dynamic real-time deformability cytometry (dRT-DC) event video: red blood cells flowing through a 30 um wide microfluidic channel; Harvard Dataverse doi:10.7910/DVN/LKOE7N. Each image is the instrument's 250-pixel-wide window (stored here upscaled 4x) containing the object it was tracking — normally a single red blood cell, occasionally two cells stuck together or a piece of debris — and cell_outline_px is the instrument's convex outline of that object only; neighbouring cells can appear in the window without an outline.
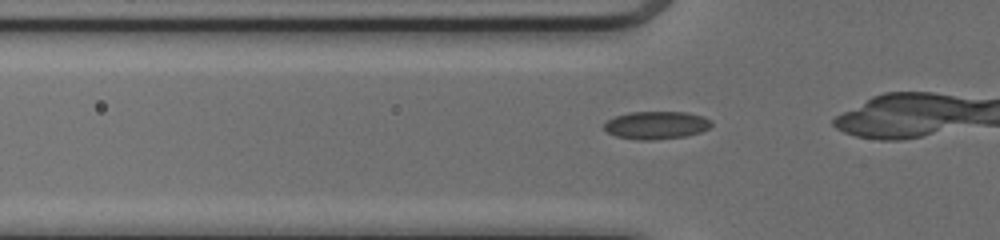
{"species": "common noctule bat (a hibernating species)", "species_latin": "Nyctalus noctula", "temperature_condition": "cold", "stored_images_in_passage": 20, "camera_frame_rate_fps": 3000, "um_per_image_px": 0.085, "animal": {"sex": "female", "body_mass_g": 17.0, "forearm_length_mm": 48.0}, "frame": {"image": 1, "passage_image": 11, "time_ms": 3.333, "image_size_px": [1000, 240], "cell_outline_px": [[712, 124], [708, 128], [700, 132], [684, 136], [652, 140], [636, 140], [616, 136], [608, 132], [604, 128], [604, 124], [608, 120], [616, 116], [628, 112], [688, 112], [704, 116], [712, 120]], "centroid_in_image_um": [55.8, 10.63], "position_along_channel_um": 70.0, "area_um2": 17.4}}
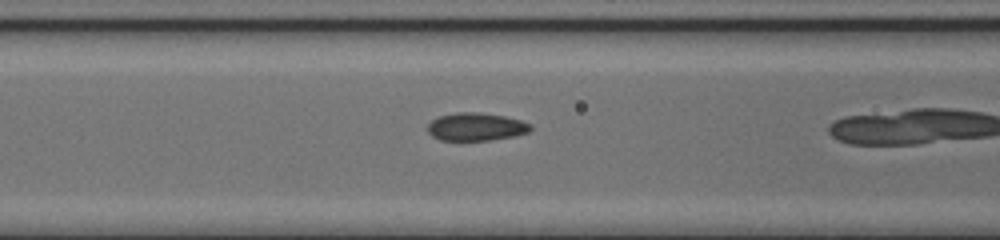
{"frame": {"image": 2, "passage_image": 15, "time_ms": 4.667, "image_size_px": [1000, 240], "cell_outline_px": [[532, 128], [528, 132], [516, 136], [488, 140], [440, 140], [432, 136], [428, 132], [428, 124], [432, 120], [440, 116], [456, 112], [476, 112], [504, 116], [520, 120], [532, 124]], "centroid_in_image_um": [40.47, 10.78], "position_along_channel_um": 126.1, "area_um2": 16.7}}
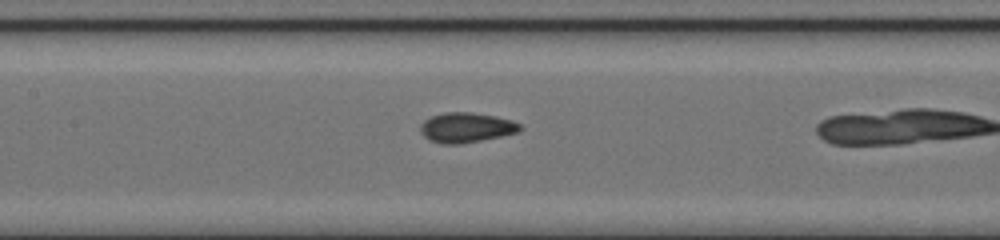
{"frame": {"image": 3, "passage_image": 18, "time_ms": 5.667, "image_size_px": [1000, 240], "cell_outline_px": [[524, 128], [516, 132], [500, 136], [460, 144], [440, 144], [428, 140], [420, 132], [420, 124], [424, 120], [432, 116], [444, 112], [472, 112], [496, 116], [512, 120], [520, 124]], "centroid_in_image_um": [39.6, 10.84], "position_along_channel_um": 167.8, "area_um2": 17.46}}